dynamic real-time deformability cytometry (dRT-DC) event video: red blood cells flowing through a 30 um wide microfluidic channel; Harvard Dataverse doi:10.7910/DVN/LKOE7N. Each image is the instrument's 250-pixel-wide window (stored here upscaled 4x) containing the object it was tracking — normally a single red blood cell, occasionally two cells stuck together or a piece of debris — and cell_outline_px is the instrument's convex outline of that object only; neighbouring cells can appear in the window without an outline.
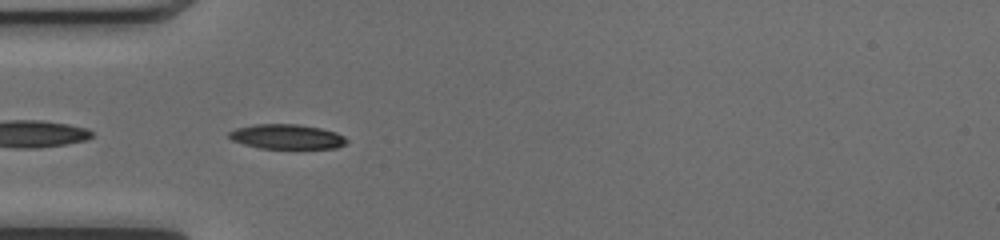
{"species": "common noctule bat (a hibernating species)", "species_latin": "Nyctalus noctula", "temperature_condition": "cold", "stored_images_in_passage": 36, "camera_frame_rate_fps": 3000, "um_per_image_px": 0.085, "animal": {"sex": "female", "body_mass_g": 17.0, "forearm_length_mm": 48.0}, "frame": {"image": 1, "passage_image": 2, "time_ms": 0.333, "image_size_px": [1000, 240], "cell_outline_px": [[348, 140], [344, 144], [336, 148], [260, 148], [244, 144], [232, 140], [228, 136], [228, 132], [236, 128], [256, 124], [296, 124], [320, 128], [336, 132], [344, 136]], "centroid_in_image_um": [24.37, 11.61], "position_along_channel_um": 60.6, "area_um2": 16.82}}
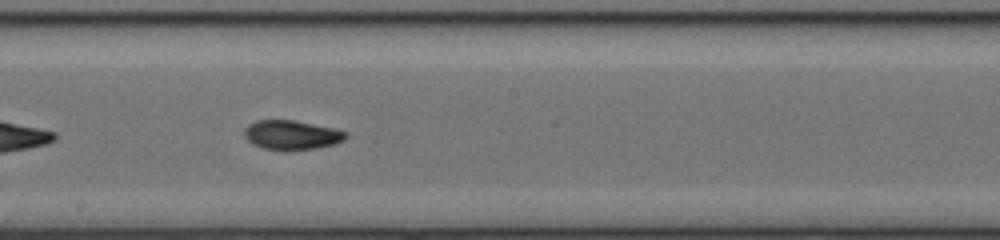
{"frame": {"image": 2, "passage_image": 14, "time_ms": 4.333, "image_size_px": [1000, 240], "cell_outline_px": [[348, 136], [344, 140], [336, 144], [316, 148], [288, 152], [284, 152], [260, 148], [252, 144], [244, 136], [244, 128], [248, 124], [256, 120], [292, 120], [336, 128], [348, 132]], "centroid_in_image_um": [24.79, 11.5], "position_along_channel_um": 223.4, "area_um2": 17.98}}
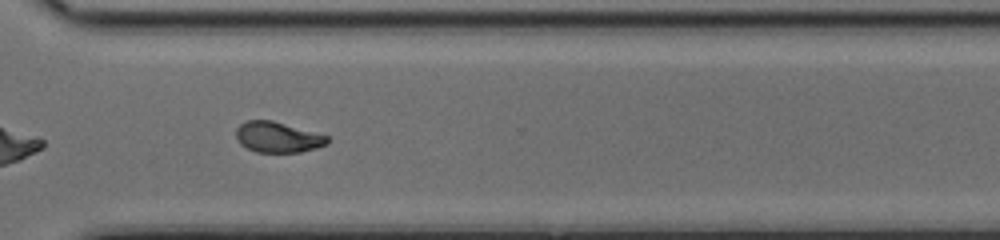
{"frame": {"image": 3, "passage_image": 23, "time_ms": 7.333, "image_size_px": [1000, 240], "cell_outline_px": [[328, 144], [316, 148], [300, 152], [256, 152], [240, 144], [236, 140], [236, 128], [240, 124], [248, 120], [272, 120], [328, 136]], "centroid_in_image_um": [23.58, 11.66], "position_along_channel_um": 347.0, "area_um2": 16.24}, "authors_computed_cell_mechanics": {"area_um2": 17.1377, "velocity_mm_per_s": 4.1268, "shape_relaxation_time_tau1_ms": 10.7005, "shape_relaxation_time_tau2_ms": 1.8064, "deformation_change_tau1": 0.2425, "deformation_change_tau2": 0.0678}}